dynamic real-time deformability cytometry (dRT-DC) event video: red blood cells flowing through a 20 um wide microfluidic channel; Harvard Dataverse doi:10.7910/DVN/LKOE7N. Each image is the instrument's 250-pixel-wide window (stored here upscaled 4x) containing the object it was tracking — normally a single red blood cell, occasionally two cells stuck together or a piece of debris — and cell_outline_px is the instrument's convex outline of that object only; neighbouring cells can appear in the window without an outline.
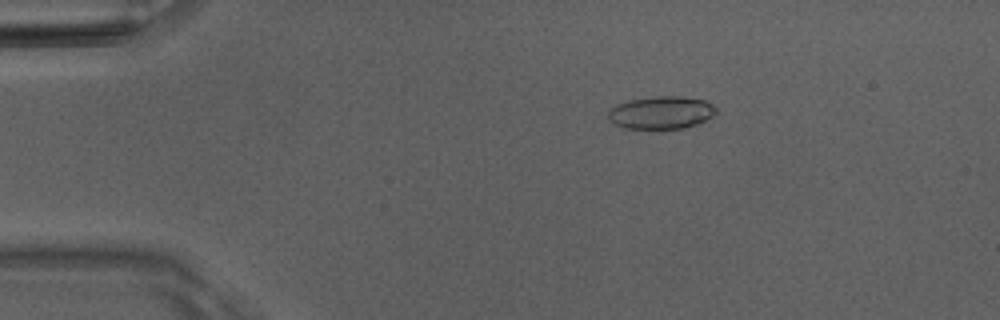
{"species": "Egyptian fruit bat (a non-hibernating species)", "species_latin": "Rousettus aegyptiacus", "temperature_condition": "room temperature", "stored_images_in_passage": 51, "camera_frame_rate_fps": 3000, "um_per_image_px": 0.085, "animal": {"sex": "male"}, "frame": {"image": 1, "passage_image": 10, "time_ms": 3.0, "image_size_px": [1000, 320], "cell_outline_px": [[716, 112], [712, 116], [696, 124], [684, 128], [624, 128], [612, 124], [608, 120], [608, 112], [616, 104], [628, 100], [656, 96], [684, 96], [704, 100], [712, 104], [716, 108]], "centroid_in_image_um": [56.17, 9.56], "position_along_channel_um": 28.8, "area_um2": 20.58}}
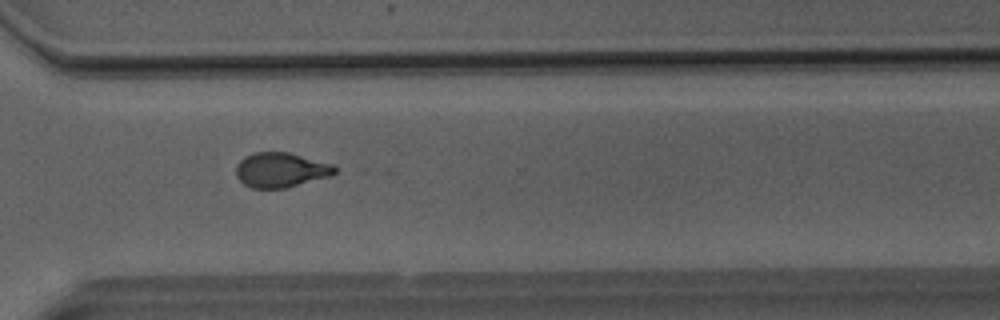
{"frame": {"image": 2, "passage_image": 38, "time_ms": 12.333, "image_size_px": [1000, 320], "cell_outline_px": [[336, 172], [328, 176], [284, 188], [252, 188], [244, 184], [236, 176], [236, 164], [244, 156], [252, 152], [288, 152], [332, 164], [336, 168]], "centroid_in_image_um": [23.81, 14.43], "position_along_channel_um": 346.8, "area_um2": 19.83}}
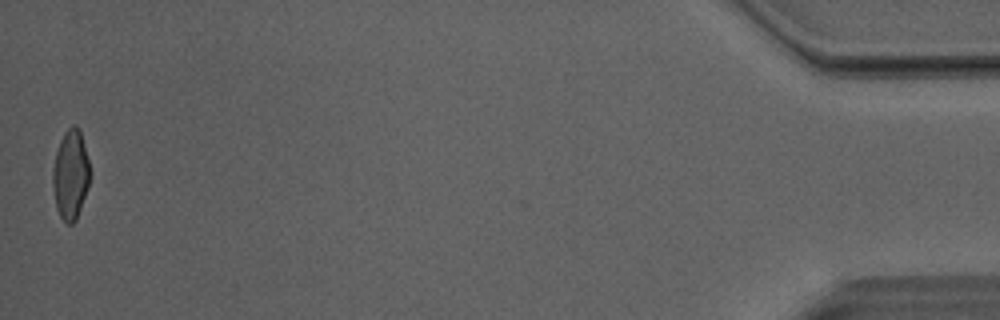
{"frame": {"image": 3, "passage_image": 51, "time_ms": 16.667, "image_size_px": [1000, 320], "cell_outline_px": [[92, 172], [88, 188], [76, 220], [72, 224], [68, 224], [60, 216], [56, 208], [52, 184], [52, 168], [56, 152], [60, 140], [64, 132], [72, 124], [76, 124], [80, 128]], "centroid_in_image_um": [6.02, 14.81], "position_along_channel_um": 429.2, "area_um2": 19.88}, "authors_computed_cell_mechanics": {"area_um2": 20.5768, "velocity_mm_per_s": 4.0913, "shape_relaxation_time_tau1_ms": 5.9699, "shape_relaxation_time_tau2_ms": 2.1129, "deformation_change_tau1": 0.2105, "deformation_change_tau2": 0.0869}}